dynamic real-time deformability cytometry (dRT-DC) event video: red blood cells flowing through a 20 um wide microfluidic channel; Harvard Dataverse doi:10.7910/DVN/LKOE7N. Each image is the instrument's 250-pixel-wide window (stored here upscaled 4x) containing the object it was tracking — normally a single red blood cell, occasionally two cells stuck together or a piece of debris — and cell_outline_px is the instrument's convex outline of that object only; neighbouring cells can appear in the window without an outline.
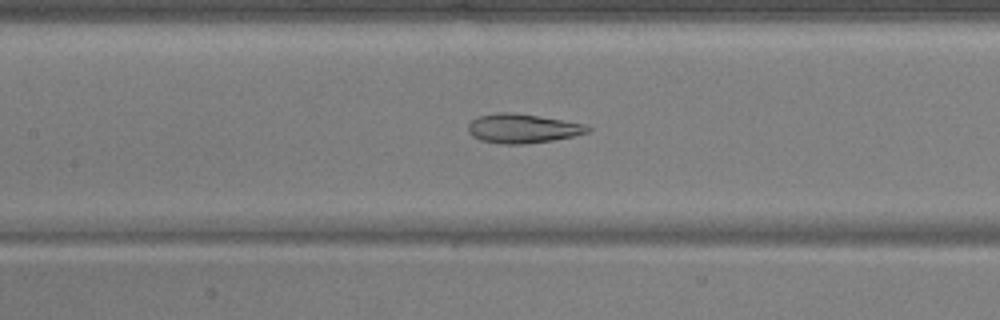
{"species": "common noctule bat (a hibernating species)", "species_latin": "Nyctalus noctula", "temperature_condition": "warm", "stored_images_in_passage": 55, "camera_frame_rate_fps": 3000, "um_per_image_px": 0.085, "animal": {"sex": "male", "body_mass_g": 17.9, "forearm_length_mm": 54.2}, "frame": {"image": 1, "passage_image": 26, "time_ms": 8.333, "image_size_px": [1000, 320], "cell_outline_px": [[592, 132], [552, 140], [524, 144], [504, 144], [480, 140], [472, 136], [468, 132], [468, 124], [476, 116], [496, 112], [512, 112], [584, 124], [592, 128]], "centroid_in_image_um": [44.38, 10.92], "position_along_channel_um": 163.0, "area_um2": 20.29}}
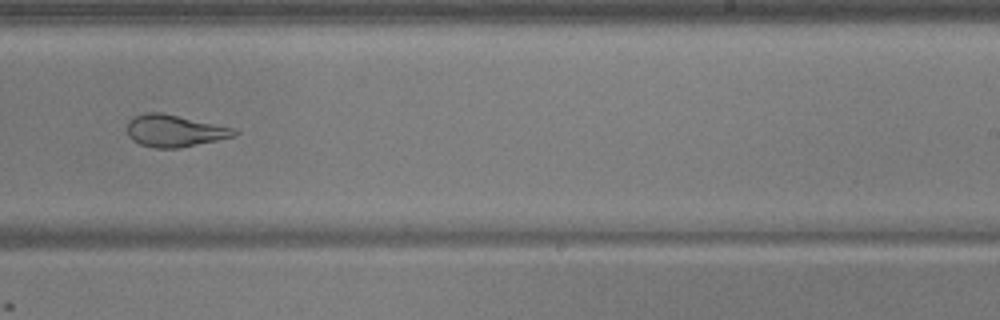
{"frame": {"image": 2, "passage_image": 35, "time_ms": 11.333, "image_size_px": [1000, 320], "cell_outline_px": [[240, 132], [236, 136], [180, 148], [156, 148], [140, 144], [132, 140], [128, 136], [128, 120], [132, 116], [144, 112], [160, 112], [236, 128]], "centroid_in_image_um": [14.84, 11.11], "position_along_channel_um": 274.2, "area_um2": 20.17}}
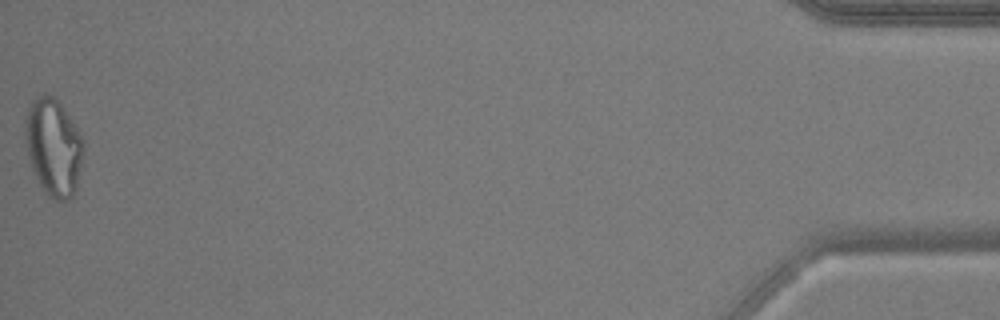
{"frame": {"image": 3, "passage_image": 55, "time_ms": 18.0, "image_size_px": [1000, 320], "cell_outline_px": [[84, 148], [76, 188], [72, 196], [68, 200], [56, 200], [48, 196], [44, 192], [32, 168], [28, 156], [24, 136], [24, 124], [28, 108], [32, 100], [44, 92], [52, 96], [60, 104], [84, 140]], "centroid_in_image_um": [4.52, 12.5], "position_along_channel_um": 430.7, "area_um2": 32.83}, "authors_computed_cell_mechanics": {"area_um2": 25.9522, "velocity_mm_per_s": 3.7169, "shape_relaxation_time_tau1_ms": null, "shape_relaxation_time_tau2_ms": 1.4624, "deformation_change_tau1": null, "deformation_change_tau2": 0.08}}